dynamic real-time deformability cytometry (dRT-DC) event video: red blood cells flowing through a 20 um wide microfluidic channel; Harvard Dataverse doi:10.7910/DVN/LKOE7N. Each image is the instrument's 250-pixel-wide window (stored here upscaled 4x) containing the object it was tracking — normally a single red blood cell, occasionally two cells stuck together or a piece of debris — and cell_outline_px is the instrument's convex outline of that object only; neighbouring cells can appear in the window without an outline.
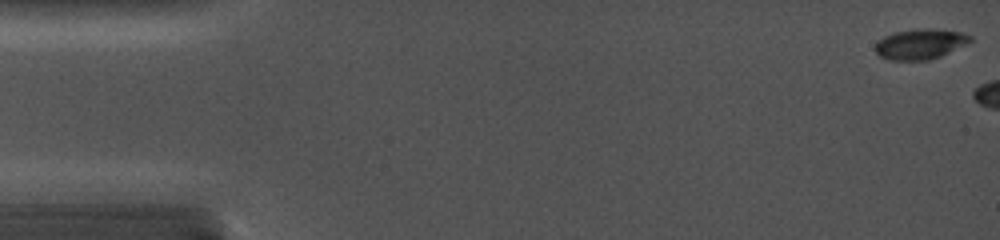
{"species": "common noctule bat (a hibernating species)", "species_latin": "Nyctalus noctula", "temperature_condition": "cold", "stored_images_in_passage": 8, "camera_frame_rate_fps": 5000, "um_per_image_px": 0.085, "animal": {"sex": "female", "body_mass_g": 19.0, "forearm_length_mm": 56.7}, "frame": {"image": 1, "passage_image": 1, "time_ms": 0.0, "image_size_px": [1000, 240], "cell_outline_px": [[972, 40], [968, 44], [940, 56], [928, 60], [888, 60], [880, 56], [876, 52], [876, 40], [892, 32], [920, 28], [928, 28], [960, 32], [972, 36]], "centroid_in_image_um": [78.21, 3.74], "position_along_channel_um": 6.8, "area_um2": 16.88}}